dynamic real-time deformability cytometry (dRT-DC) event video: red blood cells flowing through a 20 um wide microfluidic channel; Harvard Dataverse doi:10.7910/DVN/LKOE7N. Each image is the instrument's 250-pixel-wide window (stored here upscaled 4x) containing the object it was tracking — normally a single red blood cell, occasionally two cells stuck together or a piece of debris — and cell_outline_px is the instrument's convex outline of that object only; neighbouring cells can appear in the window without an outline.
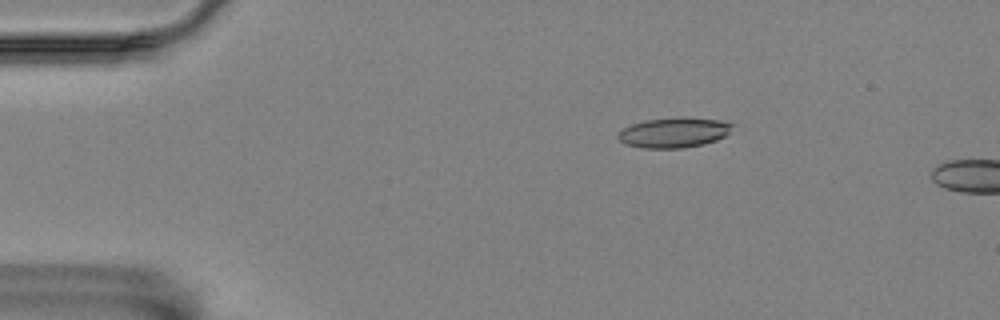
{"species": "Egyptian fruit bat (a non-hibernating species)", "species_latin": "Rousettus aegyptiacus", "temperature_condition": "room temperature", "stored_images_in_passage": 4, "camera_frame_rate_fps": 3000, "um_per_image_px": 0.085, "animal": {"sex": "female"}, "frame": {"image": 1, "passage_image": 3, "time_ms": 0.667, "image_size_px": [1000, 320], "cell_outline_px": [[736, 124], [724, 136], [716, 140], [704, 144], [684, 148], [644, 148], [624, 144], [616, 136], [624, 128], [632, 124], [644, 120], [684, 116], [720, 120]], "centroid_in_image_um": [57.3, 11.25], "position_along_channel_um": 27.7, "area_um2": 20.23}}